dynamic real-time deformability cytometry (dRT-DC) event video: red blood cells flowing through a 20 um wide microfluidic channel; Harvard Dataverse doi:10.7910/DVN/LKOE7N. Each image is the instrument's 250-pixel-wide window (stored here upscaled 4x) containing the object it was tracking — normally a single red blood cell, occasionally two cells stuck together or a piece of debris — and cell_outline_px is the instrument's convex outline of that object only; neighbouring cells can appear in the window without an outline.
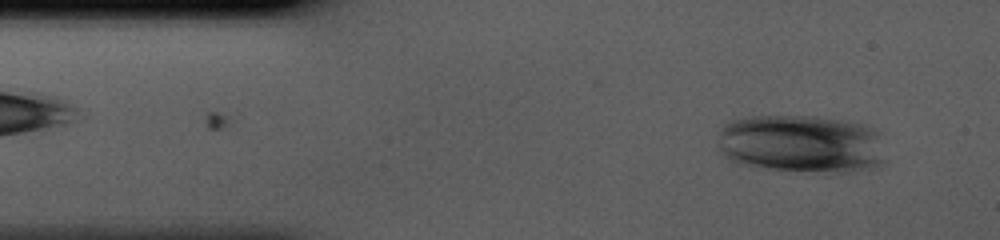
{"species": "human", "species_latin": "Homo sapiens", "temperature_condition": "cold", "stored_images_in_passage": 41, "camera_frame_rate_fps": 3000, "um_per_image_px": 0.085, "donor": {"sex": "male"}, "frame": {"image": 1, "passage_image": 3, "time_ms": 0.667, "image_size_px": [1000, 240], "cell_outline_px": [[884, 160], [880, 168], [828, 176], [824, 176], [752, 168], [736, 164], [728, 160], [720, 152], [716, 144], [720, 128], [728, 120], [748, 116], [816, 116], [860, 124], [876, 132]], "centroid_in_image_um": [68.02, 12.32], "position_along_channel_um": 17.0, "area_um2": 59.25}}
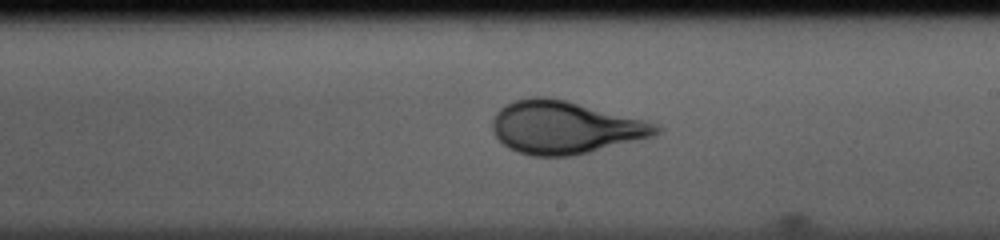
{"frame": {"image": 2, "passage_image": 23, "time_ms": 7.333, "image_size_px": [1000, 240], "cell_outline_px": [[664, 128], [660, 132], [652, 136], [572, 156], [532, 156], [516, 152], [508, 148], [496, 136], [492, 128], [492, 120], [496, 112], [500, 108], [512, 100], [532, 96], [548, 96], [648, 120]], "centroid_in_image_um": [48.0, 10.81], "position_along_channel_um": 241.0, "area_um2": 50.4}}
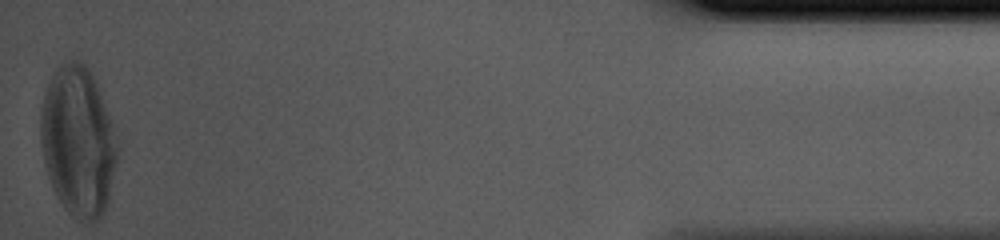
{"frame": {"image": 3, "passage_image": 41, "time_ms": 13.333, "image_size_px": [1000, 240], "cell_outline_px": [[116, 164], [108, 200], [104, 212], [92, 224], [88, 224], [76, 220], [64, 208], [56, 196], [52, 188], [48, 176], [44, 160], [40, 140], [40, 116], [44, 92], [56, 68], [60, 64], [68, 60], [80, 60], [84, 64], [96, 80], [112, 120], [116, 144]], "centroid_in_image_um": [6.62, 12.03], "position_along_channel_um": 428.6, "area_um2": 67.28}}